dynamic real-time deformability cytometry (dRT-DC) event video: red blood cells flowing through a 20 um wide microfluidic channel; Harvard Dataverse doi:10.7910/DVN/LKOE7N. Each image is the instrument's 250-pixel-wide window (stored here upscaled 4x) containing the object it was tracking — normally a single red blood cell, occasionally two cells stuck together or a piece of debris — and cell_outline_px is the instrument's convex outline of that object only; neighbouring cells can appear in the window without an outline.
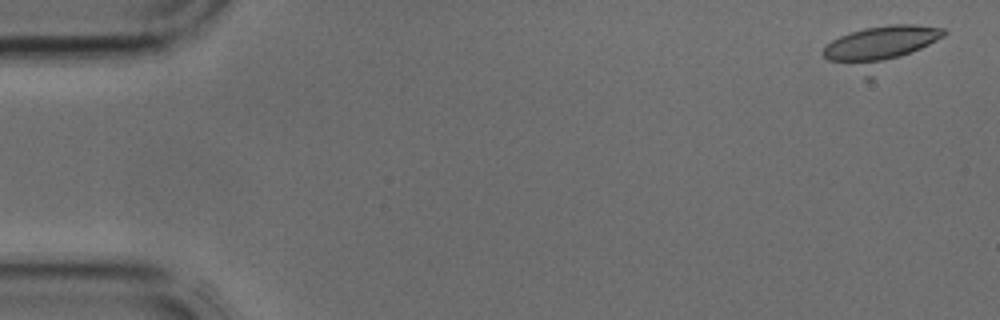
{"species": "common noctule bat (a hibernating species)", "species_latin": "Nyctalus noctula", "temperature_condition": "cold", "stored_images_in_passage": 5, "camera_frame_rate_fps": 3000, "um_per_image_px": 0.085, "animal": {"sex": "male", "body_mass_g": 17.9, "forearm_length_mm": 54.2}, "frame": {"image": 1, "passage_image": 1, "time_ms": 0.0, "image_size_px": [1000, 320], "cell_outline_px": [[948, 32], [944, 36], [872, 80], [864, 80], [828, 60], [824, 56], [824, 48], [832, 40], [840, 36], [864, 28], [888, 24], [912, 24], [944, 28]], "centroid_in_image_um": [74.8, 4.05], "position_along_channel_um": 10.2, "area_um2": 29.82}}
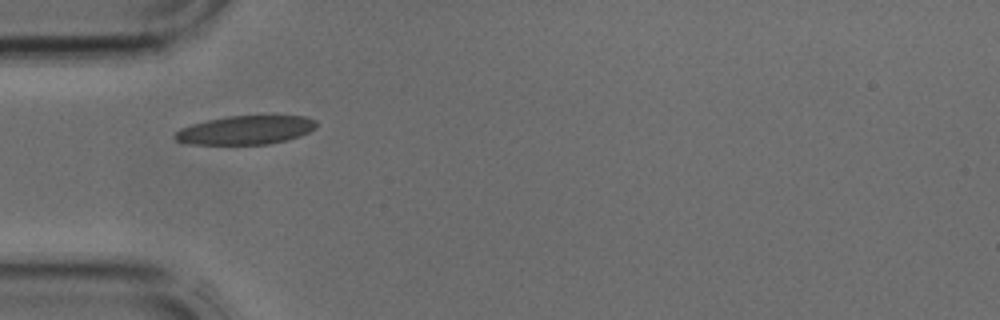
{"frame": {"image": 2, "passage_image": 4, "time_ms": 1.0, "image_size_px": [1000, 320], "cell_outline_px": [[316, 128], [300, 136], [268, 144], [184, 144], [176, 140], [172, 136], [180, 128], [192, 124], [208, 120], [228, 116], [304, 116], [316, 120]], "centroid_in_image_um": [20.85, 11.06], "position_along_channel_um": 64.2, "area_um2": 23.58}}